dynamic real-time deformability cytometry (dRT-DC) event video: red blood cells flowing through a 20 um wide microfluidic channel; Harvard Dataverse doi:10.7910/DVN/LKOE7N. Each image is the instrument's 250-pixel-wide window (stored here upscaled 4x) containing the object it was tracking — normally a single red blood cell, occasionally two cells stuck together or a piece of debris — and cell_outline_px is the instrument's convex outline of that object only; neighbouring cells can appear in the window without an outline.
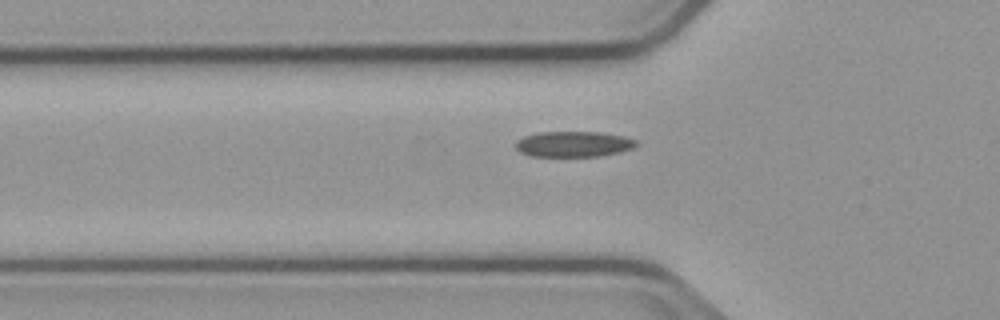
{"species": "common noctule bat (a hibernating species)", "species_latin": "Nyctalus noctula", "temperature_condition": "cold", "stored_images_in_passage": 33, "camera_frame_rate_fps": 3000, "um_per_image_px": 0.085, "animal": {"sex": "male", "body_mass_g": 23.1, "forearm_length_mm": 52.7}, "frame": {"image": 1, "passage_image": 3, "time_ms": 0.667, "image_size_px": [1000, 320], "cell_outline_px": [[640, 144], [632, 148], [620, 152], [600, 156], [532, 156], [520, 152], [516, 148], [516, 140], [524, 136], [536, 132], [600, 132], [624, 136], [636, 140]], "centroid_in_image_um": [48.76, 12.24], "position_along_channel_um": 77.0, "area_um2": 18.09}}
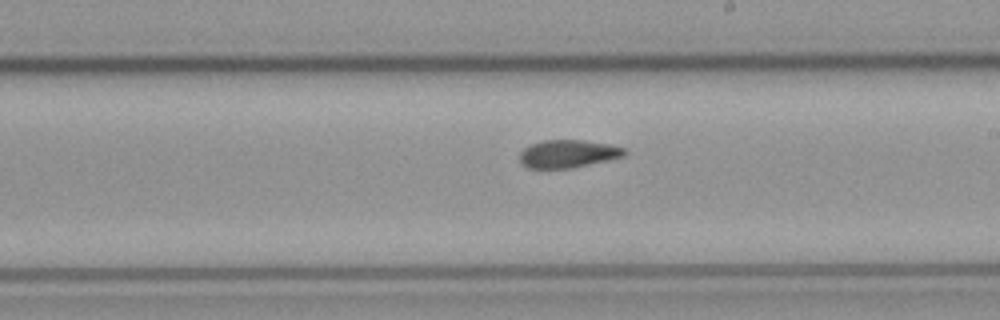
{"frame": {"image": 2, "passage_image": 16, "time_ms": 5.0, "image_size_px": [1000, 320], "cell_outline_px": [[628, 152], [624, 156], [608, 160], [572, 168], [528, 168], [520, 164], [520, 152], [524, 148], [532, 144], [544, 140], [584, 140], [608, 144], [624, 148]], "centroid_in_image_um": [48.27, 13.07], "position_along_channel_um": 240.7, "area_um2": 16.99}}
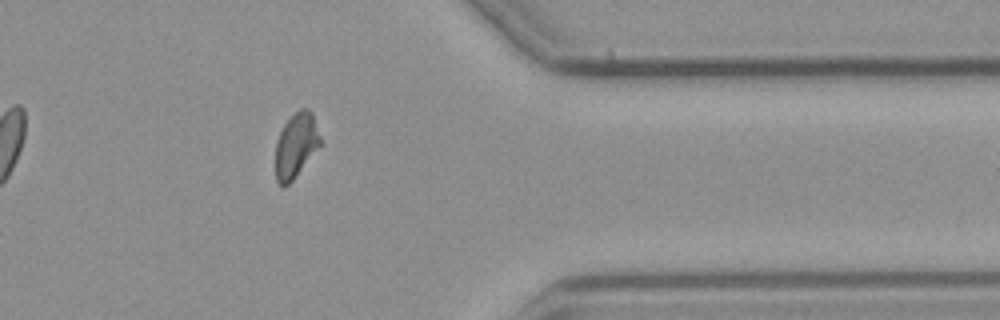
{"frame": {"image": 3, "passage_image": 29, "time_ms": 9.333, "image_size_px": [1000, 320], "cell_outline_px": [[320, 144], [292, 180], [284, 188], [276, 180], [276, 140], [284, 124], [300, 108], [308, 108], [312, 112], [320, 136]], "centroid_in_image_um": [25.14, 12.33], "position_along_channel_um": 386.3, "area_um2": 16.42}}